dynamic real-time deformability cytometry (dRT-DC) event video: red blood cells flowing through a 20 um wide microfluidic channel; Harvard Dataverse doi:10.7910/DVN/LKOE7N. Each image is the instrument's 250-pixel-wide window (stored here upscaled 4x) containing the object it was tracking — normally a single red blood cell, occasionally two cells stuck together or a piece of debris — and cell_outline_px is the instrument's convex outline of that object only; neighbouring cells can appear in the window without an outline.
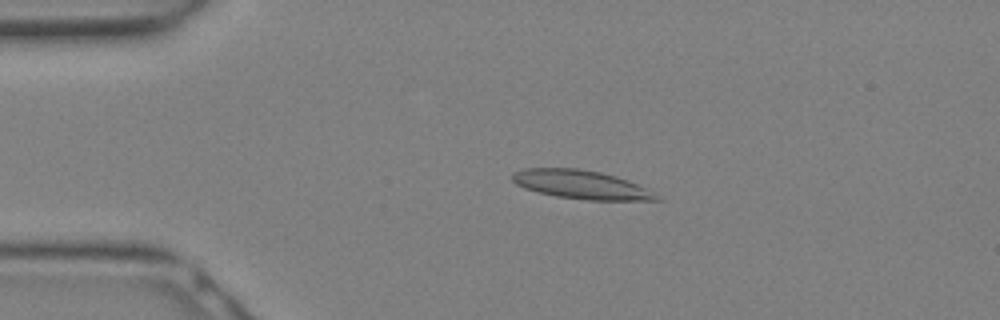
{"species": "Egyptian fruit bat (a non-hibernating species)", "species_latin": "Rousettus aegyptiacus", "temperature_condition": "warm", "stored_images_in_passage": 11, "camera_frame_rate_fps": 3000, "um_per_image_px": 0.085, "animal": {"sex": "female"}, "frame": {"image": 1, "passage_image": 5, "time_ms": 1.333, "image_size_px": [1000, 320], "cell_outline_px": [[664, 200], [588, 200], [556, 196], [524, 188], [516, 184], [512, 180], [512, 172], [524, 168], [580, 168], [600, 172], [616, 176], [628, 180], [644, 188]], "centroid_in_image_um": [49.35, 15.68], "position_along_channel_um": 35.7, "area_um2": 23.87}}
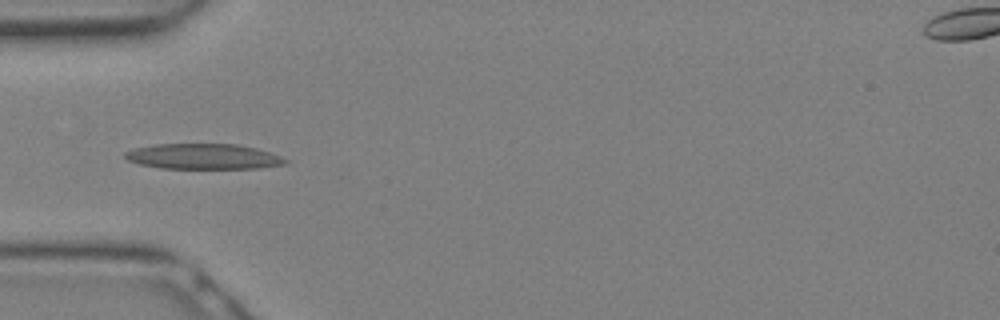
{"frame": {"image": 2, "passage_image": 8, "time_ms": 2.333, "image_size_px": [1000, 320], "cell_outline_px": [[288, 160], [284, 164], [256, 168], [164, 168], [140, 164], [128, 160], [124, 156], [124, 152], [136, 148], [156, 144], [236, 144], [256, 148], [280, 156]], "centroid_in_image_um": [17.27, 13.29], "position_along_channel_um": 67.7, "area_um2": 23.41}}
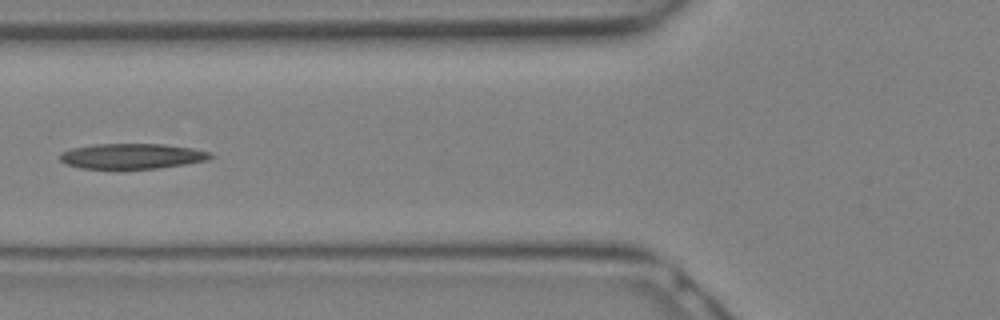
{"frame": {"image": 3, "passage_image": 10, "time_ms": 3.0, "image_size_px": [1000, 320], "cell_outline_px": [[216, 156], [208, 160], [184, 164], [156, 168], [80, 168], [64, 164], [60, 160], [60, 152], [72, 148], [96, 144], [164, 144], [192, 148], [212, 152]], "centroid_in_image_um": [11.24, 13.26], "position_along_channel_um": 114.6, "area_um2": 22.2}}